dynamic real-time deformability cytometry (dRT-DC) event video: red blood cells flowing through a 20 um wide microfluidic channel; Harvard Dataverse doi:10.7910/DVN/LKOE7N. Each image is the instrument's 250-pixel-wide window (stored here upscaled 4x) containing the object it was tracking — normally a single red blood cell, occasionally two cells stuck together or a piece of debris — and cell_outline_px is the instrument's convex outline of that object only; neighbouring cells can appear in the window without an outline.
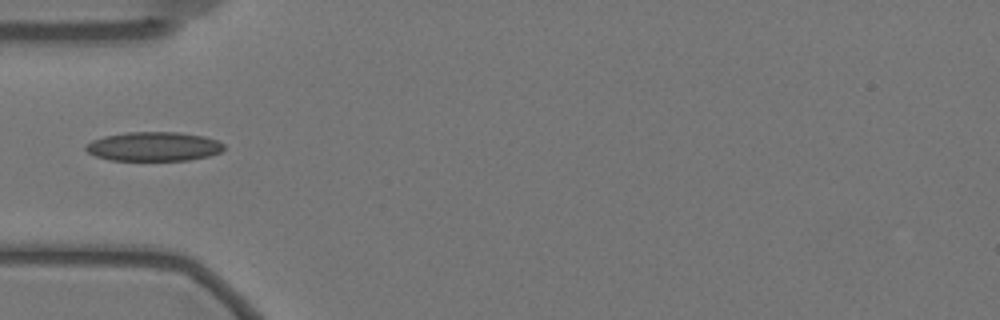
{"species": "Egyptian fruit bat (a non-hibernating species)", "species_latin": "Rousettus aegyptiacus", "temperature_condition": "warm", "stored_images_in_passage": 10, "camera_frame_rate_fps": 3000, "um_per_image_px": 0.085, "animal": {"sex": "female"}, "frame": {"image": 1, "passage_image": 1, "time_ms": 0.0, "image_size_px": [1000, 320], "cell_outline_px": [[224, 148], [220, 152], [208, 156], [188, 160], [112, 160], [96, 156], [88, 152], [84, 148], [84, 144], [92, 140], [104, 136], [128, 132], [176, 132], [204, 136], [216, 140], [224, 144]], "centroid_in_image_um": [13.04, 12.45], "position_along_channel_um": 72.0, "area_um2": 23.41}}
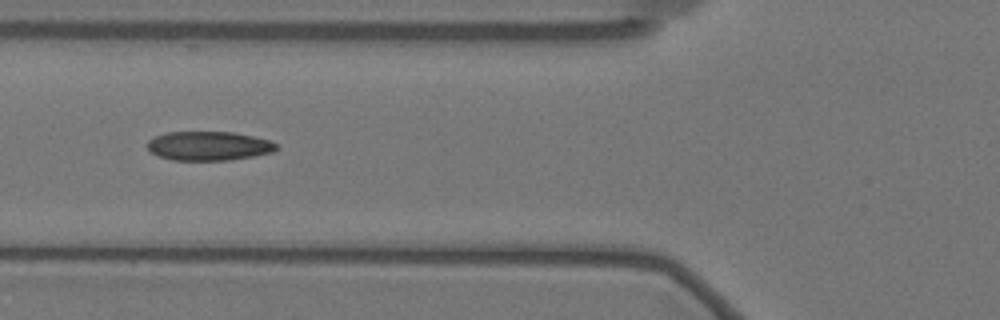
{"frame": {"image": 2, "passage_image": 4, "time_ms": 1.0, "image_size_px": [1000, 320], "cell_outline_px": [[276, 148], [272, 152], [252, 156], [228, 160], [172, 160], [160, 156], [152, 152], [148, 148], [148, 140], [156, 136], [168, 132], [232, 132], [252, 136], [268, 140], [276, 144]], "centroid_in_image_um": [17.72, 12.4], "position_along_channel_um": 108.1, "area_um2": 21.5}}
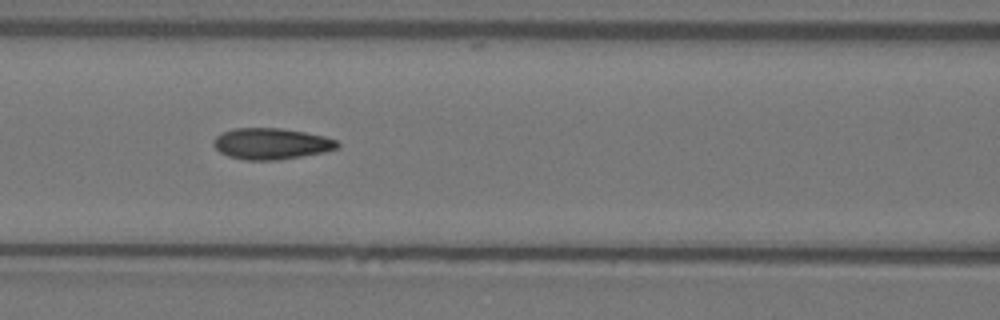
{"frame": {"image": 3, "passage_image": 7, "time_ms": 2.0, "image_size_px": [1000, 320], "cell_outline_px": [[340, 148], [324, 152], [280, 160], [244, 160], [228, 156], [220, 152], [212, 144], [212, 140], [216, 136], [224, 132], [236, 128], [280, 128], [304, 132], [324, 136], [336, 140], [340, 144]], "centroid_in_image_um": [23.06, 12.22], "position_along_channel_um": 143.5, "area_um2": 22.6}}